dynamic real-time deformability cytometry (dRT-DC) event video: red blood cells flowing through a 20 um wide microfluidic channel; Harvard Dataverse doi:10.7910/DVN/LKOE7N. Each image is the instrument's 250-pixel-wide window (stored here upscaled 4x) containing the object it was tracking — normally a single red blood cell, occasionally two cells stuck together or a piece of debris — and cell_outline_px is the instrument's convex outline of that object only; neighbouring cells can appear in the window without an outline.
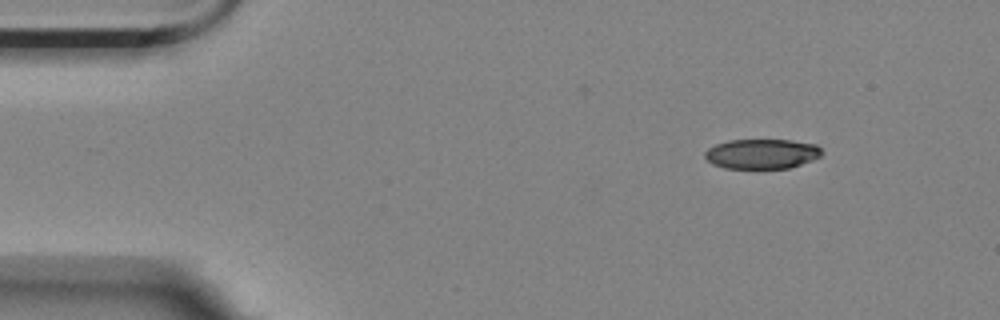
{"species": "Egyptian fruit bat (a non-hibernating species)", "species_latin": "Rousettus aegyptiacus", "temperature_condition": "room temperature", "stored_images_in_passage": 6, "camera_frame_rate_fps": 3000, "um_per_image_px": 0.085, "animal": {"sex": "female"}, "frame": {"image": 1, "passage_image": 1, "time_ms": 0.0, "image_size_px": [1000, 320], "cell_outline_px": [[824, 152], [820, 156], [812, 160], [788, 168], [724, 168], [712, 164], [704, 156], [704, 152], [708, 148], [716, 144], [728, 140], [792, 140], [816, 144]], "centroid_in_image_um": [64.75, 13.07], "position_along_channel_um": 20.3, "area_um2": 20.35}}
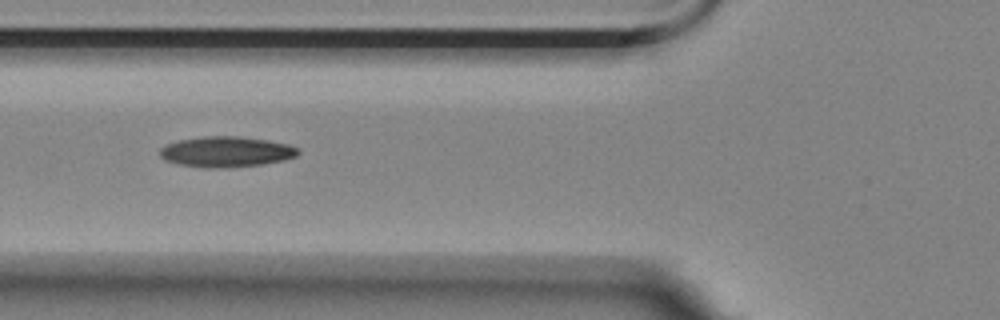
{"frame": {"image": 2, "passage_image": 5, "time_ms": 1.333, "image_size_px": [1000, 320], "cell_outline_px": [[300, 152], [296, 156], [284, 160], [260, 164], [224, 168], [204, 168], [180, 164], [164, 160], [160, 156], [160, 148], [176, 140], [204, 136], [236, 136], [268, 140], [288, 144], [296, 148]], "centroid_in_image_um": [19.2, 12.9], "position_along_channel_um": 106.6, "area_um2": 24.57}}
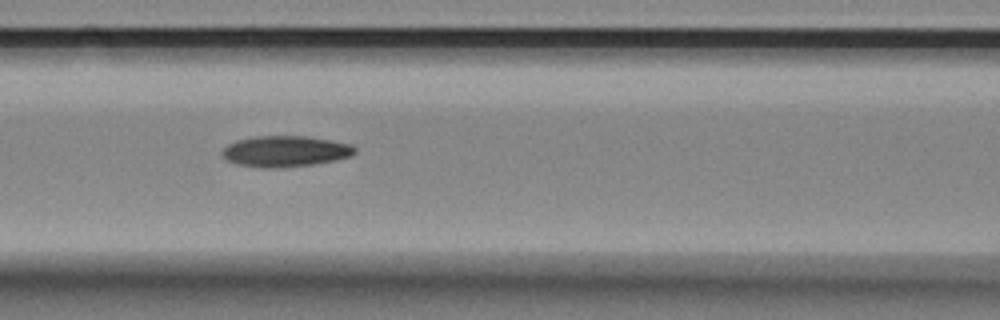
{"frame": {"image": 3, "passage_image": 6, "time_ms": 1.667, "image_size_px": [1000, 320], "cell_outline_px": [[356, 152], [352, 156], [336, 160], [312, 164], [280, 168], [260, 168], [236, 164], [228, 160], [220, 152], [228, 144], [236, 140], [252, 136], [304, 136], [352, 144], [356, 148]], "centroid_in_image_um": [24.24, 12.86], "position_along_channel_um": 142.4, "area_um2": 24.04}}